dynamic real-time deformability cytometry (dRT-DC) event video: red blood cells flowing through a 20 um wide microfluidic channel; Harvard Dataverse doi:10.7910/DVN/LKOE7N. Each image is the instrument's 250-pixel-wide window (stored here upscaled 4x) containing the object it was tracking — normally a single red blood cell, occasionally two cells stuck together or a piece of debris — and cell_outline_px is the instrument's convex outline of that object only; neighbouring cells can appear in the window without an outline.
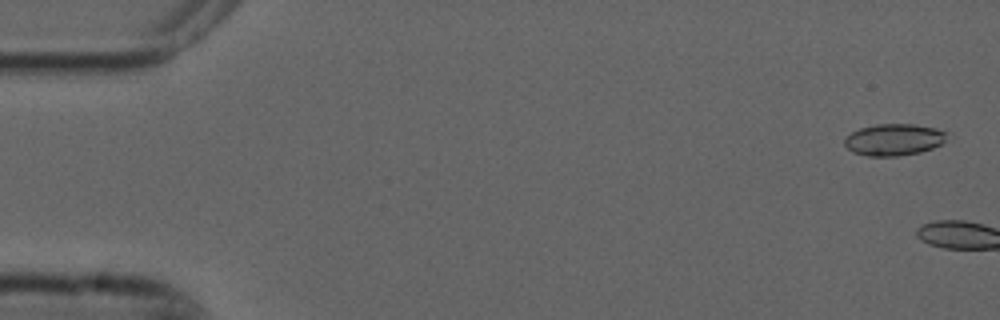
{"species": "common noctule bat (a hibernating species)", "species_latin": "Nyctalus noctula", "temperature_condition": "cold", "stored_images_in_passage": 7, "camera_frame_rate_fps": 3000, "um_per_image_px": 0.085, "animal": {"sex": "male", "forearm_length_mm": 52.5}, "frame": {"image": 1, "passage_image": 1, "time_ms": 0.0, "image_size_px": [1000, 320], "cell_outline_px": [[944, 140], [940, 144], [932, 148], [920, 152], [896, 156], [868, 156], [852, 152], [844, 144], [844, 140], [852, 132], [860, 128], [876, 124], [912, 124], [936, 128], [944, 132]], "centroid_in_image_um": [75.93, 11.87], "position_along_channel_um": 9.1, "area_um2": 18.61}}
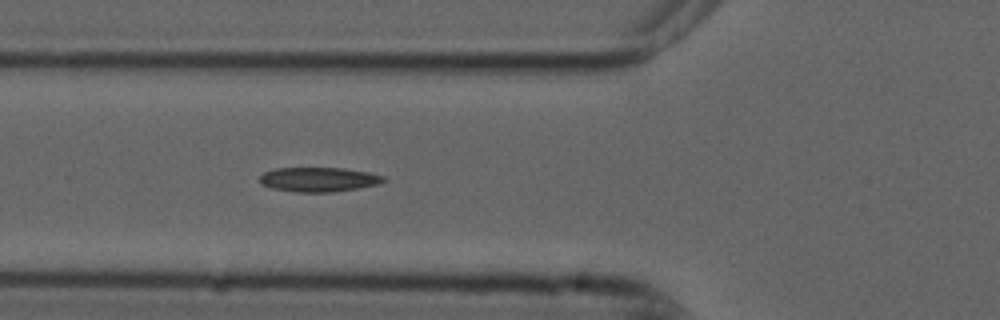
{"frame": {"image": 2, "passage_image": 7, "time_ms": 2.0, "image_size_px": [1000, 320], "cell_outline_px": [[388, 180], [380, 184], [332, 192], [296, 192], [272, 188], [260, 184], [260, 176], [264, 172], [276, 168], [344, 168], [368, 172], [384, 176]], "centroid_in_image_um": [27.1, 15.25], "position_along_channel_um": 98.7, "area_um2": 17.69}}